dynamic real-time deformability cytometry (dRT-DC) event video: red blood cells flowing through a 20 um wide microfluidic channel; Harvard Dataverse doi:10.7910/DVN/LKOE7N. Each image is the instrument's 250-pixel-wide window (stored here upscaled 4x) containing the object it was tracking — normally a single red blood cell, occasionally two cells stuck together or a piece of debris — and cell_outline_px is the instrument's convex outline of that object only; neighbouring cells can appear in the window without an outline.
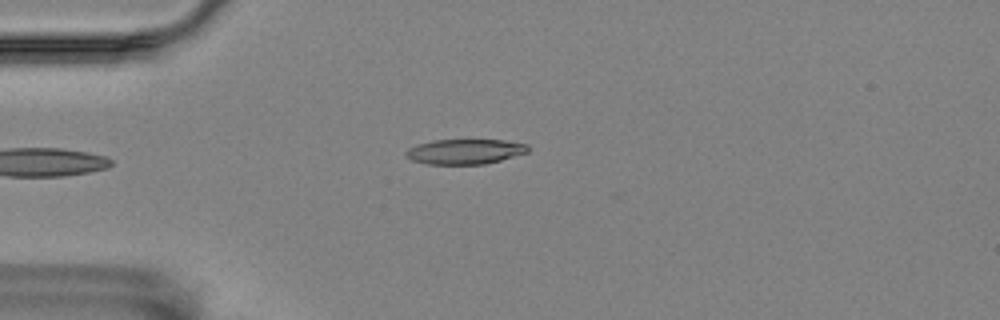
{"species": "Egyptian fruit bat (a non-hibernating species)", "species_latin": "Rousettus aegyptiacus", "temperature_condition": "room temperature", "stored_images_in_passage": 4, "camera_frame_rate_fps": 3000, "um_per_image_px": 0.085, "animal": {"sex": "female"}, "frame": {"image": 1, "passage_image": 4, "time_ms": 1.0, "image_size_px": [1000, 320], "cell_outline_px": [[528, 152], [500, 160], [484, 164], [428, 164], [412, 160], [404, 156], [404, 152], [408, 148], [416, 144], [432, 140], [504, 140], [528, 144]], "centroid_in_image_um": [39.47, 12.88], "position_along_channel_um": 45.5, "area_um2": 17.86}}